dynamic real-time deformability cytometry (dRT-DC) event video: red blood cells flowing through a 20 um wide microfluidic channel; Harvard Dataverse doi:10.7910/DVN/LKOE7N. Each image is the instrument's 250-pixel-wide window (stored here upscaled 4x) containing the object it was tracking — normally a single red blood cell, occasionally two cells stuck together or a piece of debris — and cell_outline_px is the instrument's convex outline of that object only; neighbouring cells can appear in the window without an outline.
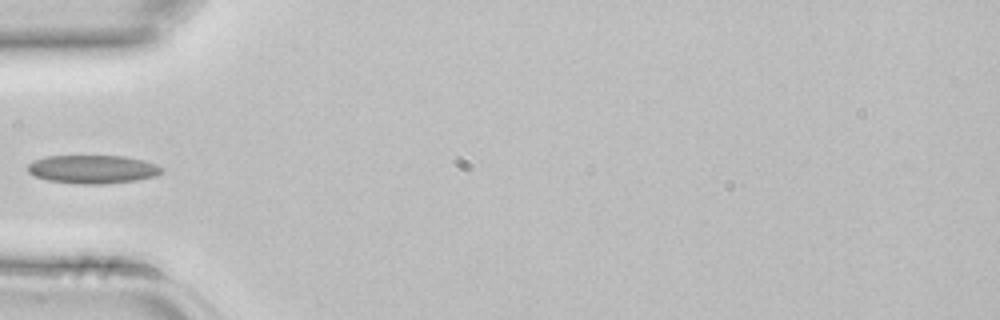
{"species": "common noctule bat (a hibernating species)", "species_latin": "Nyctalus noctula", "temperature_condition": "room temperature", "stored_images_in_passage": 4, "camera_frame_rate_fps": 3000, "um_per_image_px": 0.085, "animal": {"sex": "female", "body_mass_g": 22.7, "forearm_length_mm": 54.2}, "frame": {"image": 1, "passage_image": 4, "time_ms": 1.0, "image_size_px": [1000, 320], "cell_outline_px": [[164, 172], [156, 176], [136, 180], [104, 184], [80, 184], [48, 180], [36, 176], [28, 172], [28, 164], [36, 160], [48, 156], [124, 156], [144, 160], [156, 164], [164, 168]], "centroid_in_image_um": [7.94, 14.39], "position_along_channel_um": 77.1, "area_um2": 22.14}}